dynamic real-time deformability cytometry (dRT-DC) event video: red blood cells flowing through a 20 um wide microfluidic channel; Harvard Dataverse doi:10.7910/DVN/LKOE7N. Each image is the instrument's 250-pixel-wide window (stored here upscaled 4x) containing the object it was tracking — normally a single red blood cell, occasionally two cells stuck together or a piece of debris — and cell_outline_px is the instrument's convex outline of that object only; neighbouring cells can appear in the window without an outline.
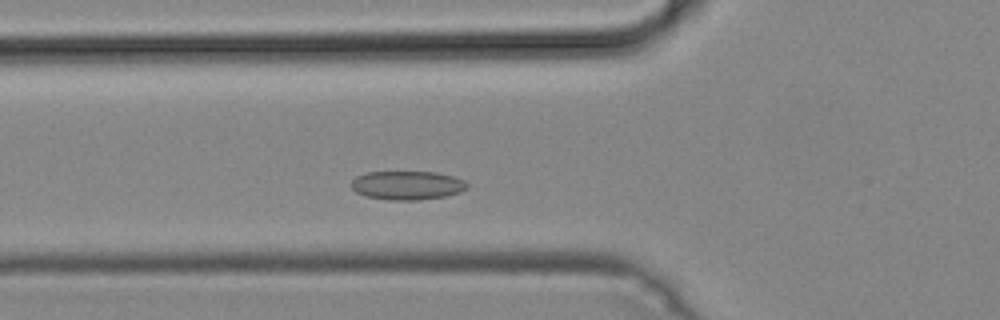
{"species": "common noctule bat (a hibernating species)", "species_latin": "Nyctalus noctula", "temperature_condition": "cold", "stored_images_in_passage": 38, "camera_frame_rate_fps": 3000, "um_per_image_px": 0.085, "animal": {"sex": "male", "body_mass_g": 19.2, "forearm_length_mm": 51.8}, "frame": {"image": 1, "passage_image": 10, "time_ms": 3.0, "image_size_px": [1000, 320], "cell_outline_px": [[468, 188], [460, 192], [444, 196], [416, 200], [388, 200], [368, 196], [356, 192], [352, 188], [352, 180], [356, 176], [368, 172], [436, 172], [452, 176], [464, 180], [468, 184]], "centroid_in_image_um": [34.63, 15.75], "position_along_channel_um": 91.2, "area_um2": 19.31}}
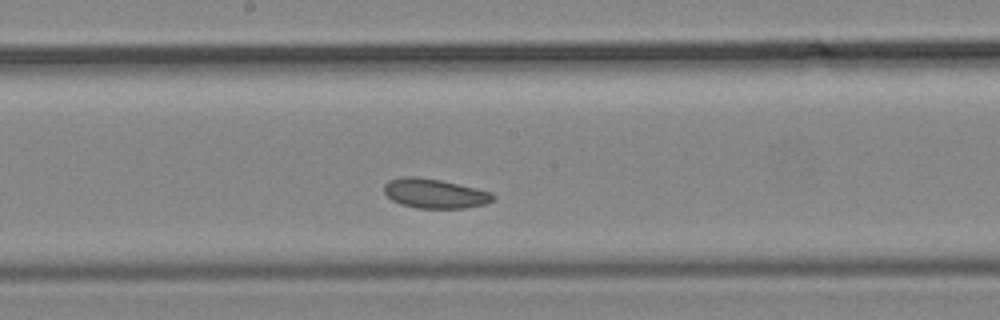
{"frame": {"image": 2, "passage_image": 19, "time_ms": 6.0, "image_size_px": [1000, 320], "cell_outline_px": [[496, 196], [492, 200], [484, 204], [464, 208], [416, 208], [400, 204], [392, 200], [384, 192], [384, 184], [388, 180], [404, 176], [416, 176], [440, 180], [476, 188], [492, 192]], "centroid_in_image_um": [36.93, 16.44], "position_along_channel_um": 211.3, "area_um2": 18.73}}
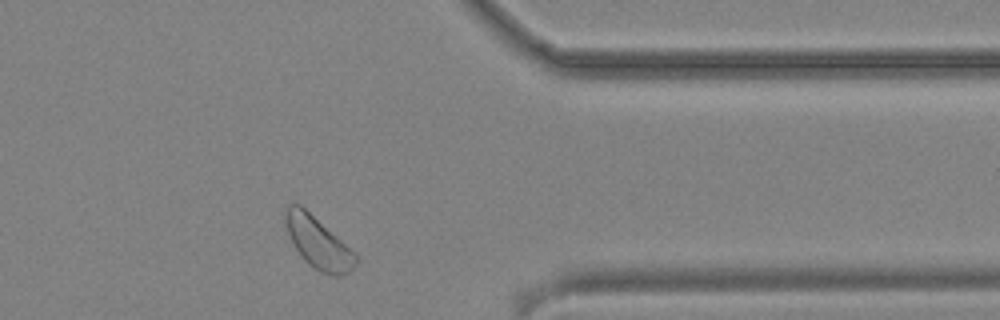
{"frame": {"image": 3, "passage_image": 33, "time_ms": 10.667, "image_size_px": [1000, 320], "cell_outline_px": [[356, 264], [348, 272], [340, 276], [332, 276], [320, 272], [308, 264], [296, 248], [288, 232], [284, 220], [284, 208], [288, 204], [300, 204], [356, 252]], "centroid_in_image_um": [27.04, 20.61], "position_along_channel_um": 384.4, "area_um2": 20.98}}